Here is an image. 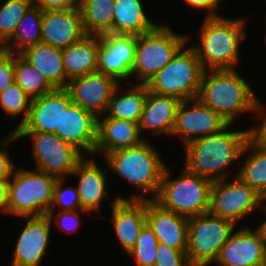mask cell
<instances>
[{
  "label": "cell",
  "mask_w": 266,
  "mask_h": 266,
  "mask_svg": "<svg viewBox=\"0 0 266 266\" xmlns=\"http://www.w3.org/2000/svg\"><path fill=\"white\" fill-rule=\"evenodd\" d=\"M236 130L229 124L219 133L204 136L185 145L184 166L211 182L229 178L232 167L236 161H240L248 140V128Z\"/></svg>",
  "instance_id": "1"
},
{
  "label": "cell",
  "mask_w": 266,
  "mask_h": 266,
  "mask_svg": "<svg viewBox=\"0 0 266 266\" xmlns=\"http://www.w3.org/2000/svg\"><path fill=\"white\" fill-rule=\"evenodd\" d=\"M158 149L146 139L129 148L119 149L107 154L103 159L111 172L128 182L138 193L123 200H155L160 190L162 174L167 162H163ZM140 193V194H139ZM151 197V198H149Z\"/></svg>",
  "instance_id": "2"
},
{
  "label": "cell",
  "mask_w": 266,
  "mask_h": 266,
  "mask_svg": "<svg viewBox=\"0 0 266 266\" xmlns=\"http://www.w3.org/2000/svg\"><path fill=\"white\" fill-rule=\"evenodd\" d=\"M247 20L244 16L235 19L222 14L203 19L197 31L199 39L190 46L204 70L237 69L241 61L240 43L248 35L245 33Z\"/></svg>",
  "instance_id": "3"
},
{
  "label": "cell",
  "mask_w": 266,
  "mask_h": 266,
  "mask_svg": "<svg viewBox=\"0 0 266 266\" xmlns=\"http://www.w3.org/2000/svg\"><path fill=\"white\" fill-rule=\"evenodd\" d=\"M248 82L236 69L205 70L197 98L233 125L241 114H254L260 100Z\"/></svg>",
  "instance_id": "4"
},
{
  "label": "cell",
  "mask_w": 266,
  "mask_h": 266,
  "mask_svg": "<svg viewBox=\"0 0 266 266\" xmlns=\"http://www.w3.org/2000/svg\"><path fill=\"white\" fill-rule=\"evenodd\" d=\"M169 167L166 165L164 168L160 190L154 201L163 209L187 218L209 212L212 182L190 172L184 165L174 179L175 173Z\"/></svg>",
  "instance_id": "5"
},
{
  "label": "cell",
  "mask_w": 266,
  "mask_h": 266,
  "mask_svg": "<svg viewBox=\"0 0 266 266\" xmlns=\"http://www.w3.org/2000/svg\"><path fill=\"white\" fill-rule=\"evenodd\" d=\"M188 42L176 55L146 83L148 91L174 96L181 101L196 99L199 94L204 68L195 50ZM189 45V46H188Z\"/></svg>",
  "instance_id": "6"
},
{
  "label": "cell",
  "mask_w": 266,
  "mask_h": 266,
  "mask_svg": "<svg viewBox=\"0 0 266 266\" xmlns=\"http://www.w3.org/2000/svg\"><path fill=\"white\" fill-rule=\"evenodd\" d=\"M57 178L37 169L16 167L9 179L8 214L17 217L44 216L50 209Z\"/></svg>",
  "instance_id": "7"
},
{
  "label": "cell",
  "mask_w": 266,
  "mask_h": 266,
  "mask_svg": "<svg viewBox=\"0 0 266 266\" xmlns=\"http://www.w3.org/2000/svg\"><path fill=\"white\" fill-rule=\"evenodd\" d=\"M188 42V34L158 23L151 31L137 36L135 61L132 69L133 83L146 84Z\"/></svg>",
  "instance_id": "8"
},
{
  "label": "cell",
  "mask_w": 266,
  "mask_h": 266,
  "mask_svg": "<svg viewBox=\"0 0 266 266\" xmlns=\"http://www.w3.org/2000/svg\"><path fill=\"white\" fill-rule=\"evenodd\" d=\"M238 226L210 212L188 218L186 254L192 266H210Z\"/></svg>",
  "instance_id": "9"
},
{
  "label": "cell",
  "mask_w": 266,
  "mask_h": 266,
  "mask_svg": "<svg viewBox=\"0 0 266 266\" xmlns=\"http://www.w3.org/2000/svg\"><path fill=\"white\" fill-rule=\"evenodd\" d=\"M18 140L30 138L35 169L56 178H68L85 155L55 133L14 131Z\"/></svg>",
  "instance_id": "10"
},
{
  "label": "cell",
  "mask_w": 266,
  "mask_h": 266,
  "mask_svg": "<svg viewBox=\"0 0 266 266\" xmlns=\"http://www.w3.org/2000/svg\"><path fill=\"white\" fill-rule=\"evenodd\" d=\"M229 179L212 182L209 212L238 225L259 211L266 200L236 174Z\"/></svg>",
  "instance_id": "11"
},
{
  "label": "cell",
  "mask_w": 266,
  "mask_h": 266,
  "mask_svg": "<svg viewBox=\"0 0 266 266\" xmlns=\"http://www.w3.org/2000/svg\"><path fill=\"white\" fill-rule=\"evenodd\" d=\"M229 125L218 113L204 105L198 98L181 101L176 116L172 138L188 143L221 132Z\"/></svg>",
  "instance_id": "12"
},
{
  "label": "cell",
  "mask_w": 266,
  "mask_h": 266,
  "mask_svg": "<svg viewBox=\"0 0 266 266\" xmlns=\"http://www.w3.org/2000/svg\"><path fill=\"white\" fill-rule=\"evenodd\" d=\"M137 36L106 33L99 36L98 71L118 83H132Z\"/></svg>",
  "instance_id": "13"
},
{
  "label": "cell",
  "mask_w": 266,
  "mask_h": 266,
  "mask_svg": "<svg viewBox=\"0 0 266 266\" xmlns=\"http://www.w3.org/2000/svg\"><path fill=\"white\" fill-rule=\"evenodd\" d=\"M118 84L114 78L97 71L69 80L65 89L73 103L99 118L106 114Z\"/></svg>",
  "instance_id": "14"
},
{
  "label": "cell",
  "mask_w": 266,
  "mask_h": 266,
  "mask_svg": "<svg viewBox=\"0 0 266 266\" xmlns=\"http://www.w3.org/2000/svg\"><path fill=\"white\" fill-rule=\"evenodd\" d=\"M92 157V158H91ZM95 156H85L77 165L76 169L72 172V176H76L77 189L79 199L83 210L93 213H97L101 219H105V216H100L102 212V203L107 198L111 200L108 195L110 191V185H108L107 171H109L107 163L104 168H101L100 162L97 163Z\"/></svg>",
  "instance_id": "15"
},
{
  "label": "cell",
  "mask_w": 266,
  "mask_h": 266,
  "mask_svg": "<svg viewBox=\"0 0 266 266\" xmlns=\"http://www.w3.org/2000/svg\"><path fill=\"white\" fill-rule=\"evenodd\" d=\"M25 219L26 223L12 252L11 266H41L48 254L52 224L46 215Z\"/></svg>",
  "instance_id": "16"
},
{
  "label": "cell",
  "mask_w": 266,
  "mask_h": 266,
  "mask_svg": "<svg viewBox=\"0 0 266 266\" xmlns=\"http://www.w3.org/2000/svg\"><path fill=\"white\" fill-rule=\"evenodd\" d=\"M218 266H266V246L249 225L236 228L221 247Z\"/></svg>",
  "instance_id": "17"
},
{
  "label": "cell",
  "mask_w": 266,
  "mask_h": 266,
  "mask_svg": "<svg viewBox=\"0 0 266 266\" xmlns=\"http://www.w3.org/2000/svg\"><path fill=\"white\" fill-rule=\"evenodd\" d=\"M124 196H115L108 202L111 211L110 223L115 239L125 254L134 247L140 231L146 224V201L123 200Z\"/></svg>",
  "instance_id": "18"
},
{
  "label": "cell",
  "mask_w": 266,
  "mask_h": 266,
  "mask_svg": "<svg viewBox=\"0 0 266 266\" xmlns=\"http://www.w3.org/2000/svg\"><path fill=\"white\" fill-rule=\"evenodd\" d=\"M72 103L65 88H55L41 97L32 99L28 119L15 131L61 132L63 110Z\"/></svg>",
  "instance_id": "19"
},
{
  "label": "cell",
  "mask_w": 266,
  "mask_h": 266,
  "mask_svg": "<svg viewBox=\"0 0 266 266\" xmlns=\"http://www.w3.org/2000/svg\"><path fill=\"white\" fill-rule=\"evenodd\" d=\"M85 35L79 8L43 11L41 43L63 49Z\"/></svg>",
  "instance_id": "20"
},
{
  "label": "cell",
  "mask_w": 266,
  "mask_h": 266,
  "mask_svg": "<svg viewBox=\"0 0 266 266\" xmlns=\"http://www.w3.org/2000/svg\"><path fill=\"white\" fill-rule=\"evenodd\" d=\"M97 128L98 118L72 102L63 110L61 132L55 134L74 145L85 156H92L97 144Z\"/></svg>",
  "instance_id": "21"
},
{
  "label": "cell",
  "mask_w": 266,
  "mask_h": 266,
  "mask_svg": "<svg viewBox=\"0 0 266 266\" xmlns=\"http://www.w3.org/2000/svg\"><path fill=\"white\" fill-rule=\"evenodd\" d=\"M146 139L142 136L138 123L107 117L103 115L98 118L97 144L93 156L107 154L119 149L139 145Z\"/></svg>",
  "instance_id": "22"
},
{
  "label": "cell",
  "mask_w": 266,
  "mask_h": 266,
  "mask_svg": "<svg viewBox=\"0 0 266 266\" xmlns=\"http://www.w3.org/2000/svg\"><path fill=\"white\" fill-rule=\"evenodd\" d=\"M146 223L159 243L173 249L187 250V217L165 210L154 200H149L146 201Z\"/></svg>",
  "instance_id": "23"
},
{
  "label": "cell",
  "mask_w": 266,
  "mask_h": 266,
  "mask_svg": "<svg viewBox=\"0 0 266 266\" xmlns=\"http://www.w3.org/2000/svg\"><path fill=\"white\" fill-rule=\"evenodd\" d=\"M180 103L181 100L177 97L148 91L138 123L142 136L149 131L153 136L171 137Z\"/></svg>",
  "instance_id": "24"
},
{
  "label": "cell",
  "mask_w": 266,
  "mask_h": 266,
  "mask_svg": "<svg viewBox=\"0 0 266 266\" xmlns=\"http://www.w3.org/2000/svg\"><path fill=\"white\" fill-rule=\"evenodd\" d=\"M99 35H85L62 49L63 67L68 80L98 71Z\"/></svg>",
  "instance_id": "25"
},
{
  "label": "cell",
  "mask_w": 266,
  "mask_h": 266,
  "mask_svg": "<svg viewBox=\"0 0 266 266\" xmlns=\"http://www.w3.org/2000/svg\"><path fill=\"white\" fill-rule=\"evenodd\" d=\"M131 84L119 83L114 89L105 114L107 117L139 123L148 88L146 84Z\"/></svg>",
  "instance_id": "26"
},
{
  "label": "cell",
  "mask_w": 266,
  "mask_h": 266,
  "mask_svg": "<svg viewBox=\"0 0 266 266\" xmlns=\"http://www.w3.org/2000/svg\"><path fill=\"white\" fill-rule=\"evenodd\" d=\"M145 11L141 0H115L112 33L139 36L153 30L158 24Z\"/></svg>",
  "instance_id": "27"
},
{
  "label": "cell",
  "mask_w": 266,
  "mask_h": 266,
  "mask_svg": "<svg viewBox=\"0 0 266 266\" xmlns=\"http://www.w3.org/2000/svg\"><path fill=\"white\" fill-rule=\"evenodd\" d=\"M20 55L38 69L54 88H66L69 80L63 67L62 49L38 43Z\"/></svg>",
  "instance_id": "28"
},
{
  "label": "cell",
  "mask_w": 266,
  "mask_h": 266,
  "mask_svg": "<svg viewBox=\"0 0 266 266\" xmlns=\"http://www.w3.org/2000/svg\"><path fill=\"white\" fill-rule=\"evenodd\" d=\"M241 158L242 162H239L242 164L237 168L236 175L266 200V150L256 147L248 139Z\"/></svg>",
  "instance_id": "29"
},
{
  "label": "cell",
  "mask_w": 266,
  "mask_h": 266,
  "mask_svg": "<svg viewBox=\"0 0 266 266\" xmlns=\"http://www.w3.org/2000/svg\"><path fill=\"white\" fill-rule=\"evenodd\" d=\"M43 10L31 5L20 20L12 38L2 47V50L20 54L28 47L41 43V23Z\"/></svg>",
  "instance_id": "30"
},
{
  "label": "cell",
  "mask_w": 266,
  "mask_h": 266,
  "mask_svg": "<svg viewBox=\"0 0 266 266\" xmlns=\"http://www.w3.org/2000/svg\"><path fill=\"white\" fill-rule=\"evenodd\" d=\"M115 0H81L79 9L86 35L112 33Z\"/></svg>",
  "instance_id": "31"
},
{
  "label": "cell",
  "mask_w": 266,
  "mask_h": 266,
  "mask_svg": "<svg viewBox=\"0 0 266 266\" xmlns=\"http://www.w3.org/2000/svg\"><path fill=\"white\" fill-rule=\"evenodd\" d=\"M15 82L32 98L41 97L55 88L44 75L20 54H14Z\"/></svg>",
  "instance_id": "32"
},
{
  "label": "cell",
  "mask_w": 266,
  "mask_h": 266,
  "mask_svg": "<svg viewBox=\"0 0 266 266\" xmlns=\"http://www.w3.org/2000/svg\"><path fill=\"white\" fill-rule=\"evenodd\" d=\"M31 102L32 98L16 82L0 93V108L3 113L12 117V122L16 117L21 116L19 124L12 131H15L28 119Z\"/></svg>",
  "instance_id": "33"
},
{
  "label": "cell",
  "mask_w": 266,
  "mask_h": 266,
  "mask_svg": "<svg viewBox=\"0 0 266 266\" xmlns=\"http://www.w3.org/2000/svg\"><path fill=\"white\" fill-rule=\"evenodd\" d=\"M30 0H6L0 5V45L3 47L14 35L17 26L31 6Z\"/></svg>",
  "instance_id": "34"
},
{
  "label": "cell",
  "mask_w": 266,
  "mask_h": 266,
  "mask_svg": "<svg viewBox=\"0 0 266 266\" xmlns=\"http://www.w3.org/2000/svg\"><path fill=\"white\" fill-rule=\"evenodd\" d=\"M158 243L157 237L146 223L134 247L127 254L128 258L133 259L136 266H154Z\"/></svg>",
  "instance_id": "35"
},
{
  "label": "cell",
  "mask_w": 266,
  "mask_h": 266,
  "mask_svg": "<svg viewBox=\"0 0 266 266\" xmlns=\"http://www.w3.org/2000/svg\"><path fill=\"white\" fill-rule=\"evenodd\" d=\"M66 178H57L53 190V198L49 211L83 210L79 199L77 186L64 187Z\"/></svg>",
  "instance_id": "36"
},
{
  "label": "cell",
  "mask_w": 266,
  "mask_h": 266,
  "mask_svg": "<svg viewBox=\"0 0 266 266\" xmlns=\"http://www.w3.org/2000/svg\"><path fill=\"white\" fill-rule=\"evenodd\" d=\"M58 212V213H57ZM48 211L46 216L49 218L51 224H57V228L61 229L67 234H75L80 226H82L80 213L83 215H91L86 210H76V211ZM54 221V222H53Z\"/></svg>",
  "instance_id": "37"
},
{
  "label": "cell",
  "mask_w": 266,
  "mask_h": 266,
  "mask_svg": "<svg viewBox=\"0 0 266 266\" xmlns=\"http://www.w3.org/2000/svg\"><path fill=\"white\" fill-rule=\"evenodd\" d=\"M154 266H192L188 260L186 250L170 248L164 243H158Z\"/></svg>",
  "instance_id": "38"
},
{
  "label": "cell",
  "mask_w": 266,
  "mask_h": 266,
  "mask_svg": "<svg viewBox=\"0 0 266 266\" xmlns=\"http://www.w3.org/2000/svg\"><path fill=\"white\" fill-rule=\"evenodd\" d=\"M255 116L258 124H254L248 128V139L258 148L266 150V104L259 100L255 111Z\"/></svg>",
  "instance_id": "39"
},
{
  "label": "cell",
  "mask_w": 266,
  "mask_h": 266,
  "mask_svg": "<svg viewBox=\"0 0 266 266\" xmlns=\"http://www.w3.org/2000/svg\"><path fill=\"white\" fill-rule=\"evenodd\" d=\"M18 141L14 131L9 132L8 135H5V137L0 140V181H9L16 168L17 164L14 163L12 156L10 157V153L7 149L11 144Z\"/></svg>",
  "instance_id": "40"
},
{
  "label": "cell",
  "mask_w": 266,
  "mask_h": 266,
  "mask_svg": "<svg viewBox=\"0 0 266 266\" xmlns=\"http://www.w3.org/2000/svg\"><path fill=\"white\" fill-rule=\"evenodd\" d=\"M15 83L14 54L0 51V93Z\"/></svg>",
  "instance_id": "41"
},
{
  "label": "cell",
  "mask_w": 266,
  "mask_h": 266,
  "mask_svg": "<svg viewBox=\"0 0 266 266\" xmlns=\"http://www.w3.org/2000/svg\"><path fill=\"white\" fill-rule=\"evenodd\" d=\"M184 3L190 7V9L205 10V17H217L221 14L219 13L220 7L223 4L222 0H182Z\"/></svg>",
  "instance_id": "42"
},
{
  "label": "cell",
  "mask_w": 266,
  "mask_h": 266,
  "mask_svg": "<svg viewBox=\"0 0 266 266\" xmlns=\"http://www.w3.org/2000/svg\"><path fill=\"white\" fill-rule=\"evenodd\" d=\"M33 6L46 10L79 8L78 0H30Z\"/></svg>",
  "instance_id": "43"
},
{
  "label": "cell",
  "mask_w": 266,
  "mask_h": 266,
  "mask_svg": "<svg viewBox=\"0 0 266 266\" xmlns=\"http://www.w3.org/2000/svg\"><path fill=\"white\" fill-rule=\"evenodd\" d=\"M9 181H0V212L8 214Z\"/></svg>",
  "instance_id": "44"
},
{
  "label": "cell",
  "mask_w": 266,
  "mask_h": 266,
  "mask_svg": "<svg viewBox=\"0 0 266 266\" xmlns=\"http://www.w3.org/2000/svg\"><path fill=\"white\" fill-rule=\"evenodd\" d=\"M260 212L263 213V215H266V202L263 204V206L260 209ZM264 221H262L258 226H256L255 228H253L255 230V232L257 233L259 239L264 243V245L266 246V217L265 219H263Z\"/></svg>",
  "instance_id": "45"
}]
</instances>
